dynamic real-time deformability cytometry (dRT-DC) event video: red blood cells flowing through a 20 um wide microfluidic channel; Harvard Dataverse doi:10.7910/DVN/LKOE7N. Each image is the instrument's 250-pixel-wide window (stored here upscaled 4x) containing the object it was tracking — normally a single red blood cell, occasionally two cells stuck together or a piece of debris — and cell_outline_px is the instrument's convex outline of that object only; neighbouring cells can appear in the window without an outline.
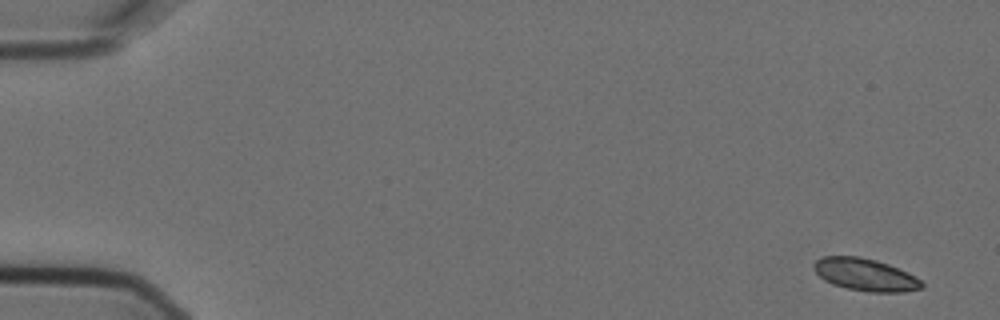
{"species": "Egyptian fruit bat (a non-hibernating species)", "species_latin": "Rousettus aegyptiacus", "temperature_condition": "cold", "stored_images_in_passage": 4, "camera_frame_rate_fps": 3000, "um_per_image_px": 0.085, "animal": {"sex": "female"}, "frame": {"image": 1, "passage_image": 1, "time_ms": 0.0, "image_size_px": [1000, 320], "cell_outline_px": [[924, 288], [904, 292], [868, 292], [848, 288], [832, 284], [824, 280], [812, 268], [812, 264], [820, 256], [860, 256], [876, 260], [888, 264], [920, 280], [924, 284]], "centroid_in_image_um": [73.5, 23.34], "position_along_channel_um": 11.5, "area_um2": 20.29}}
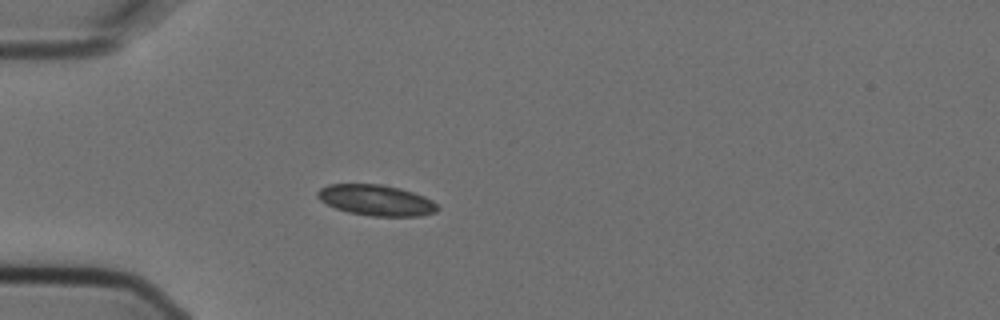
{"frame": {"image": 2, "passage_image": 4, "time_ms": 1.0, "image_size_px": [1000, 320], "cell_outline_px": [[440, 208], [436, 212], [420, 216], [372, 216], [348, 212], [336, 208], [320, 200], [316, 196], [316, 192], [320, 188], [328, 184], [380, 184], [400, 188], [424, 196], [432, 200]], "centroid_in_image_um": [31.97, 17.01], "position_along_channel_um": 53.0, "area_um2": 21.56}}